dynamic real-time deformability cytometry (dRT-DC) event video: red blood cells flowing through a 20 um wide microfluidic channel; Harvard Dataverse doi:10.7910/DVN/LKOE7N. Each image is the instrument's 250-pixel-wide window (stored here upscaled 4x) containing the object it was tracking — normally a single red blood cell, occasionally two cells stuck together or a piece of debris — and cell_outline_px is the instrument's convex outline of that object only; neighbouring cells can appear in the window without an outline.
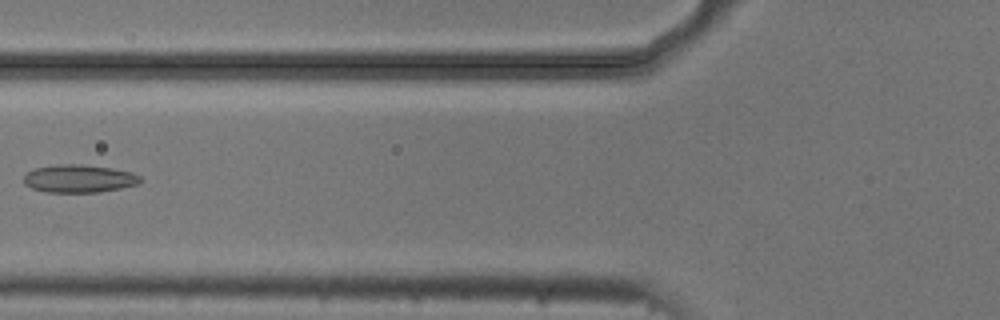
{"species": "common noctule bat (a hibernating species)", "species_latin": "Nyctalus noctula", "temperature_condition": "cold", "stored_images_in_passage": 7, "camera_frame_rate_fps": 3000, "um_per_image_px": 0.085, "animal": {"sex": "male", "body_mass_g": 20.5, "forearm_length_mm": 52.5}, "frame": {"image": 1, "passage_image": 6, "time_ms": 1.667, "image_size_px": [1000, 320], "cell_outline_px": [[144, 180], [140, 184], [100, 192], [44, 192], [32, 188], [24, 184], [24, 176], [28, 172], [36, 168], [60, 164], [80, 164], [112, 168], [132, 172], [140, 176]], "centroid_in_image_um": [6.76, 15.19], "position_along_channel_um": 119.0, "area_um2": 19.02}}
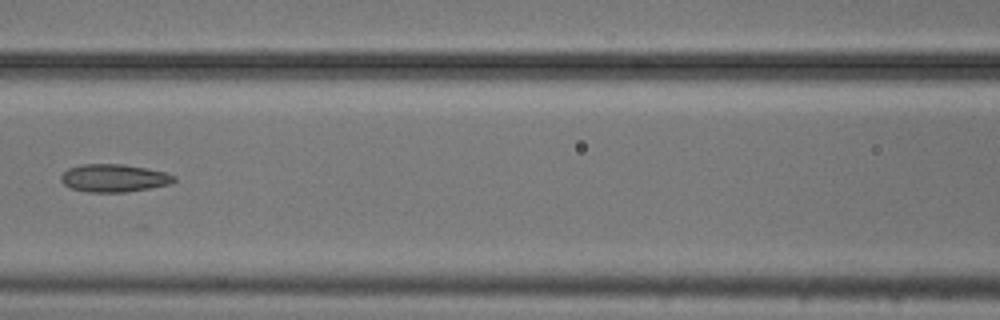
{"frame": {"image": 2, "passage_image": 7, "time_ms": 2.0, "image_size_px": [1000, 320], "cell_outline_px": [[176, 180], [172, 184], [124, 192], [88, 192], [72, 188], [64, 184], [60, 180], [60, 176], [68, 168], [80, 164], [124, 164], [164, 172], [176, 176]], "centroid_in_image_um": [9.68, 15.13], "position_along_channel_um": 156.9, "area_um2": 18.26}}